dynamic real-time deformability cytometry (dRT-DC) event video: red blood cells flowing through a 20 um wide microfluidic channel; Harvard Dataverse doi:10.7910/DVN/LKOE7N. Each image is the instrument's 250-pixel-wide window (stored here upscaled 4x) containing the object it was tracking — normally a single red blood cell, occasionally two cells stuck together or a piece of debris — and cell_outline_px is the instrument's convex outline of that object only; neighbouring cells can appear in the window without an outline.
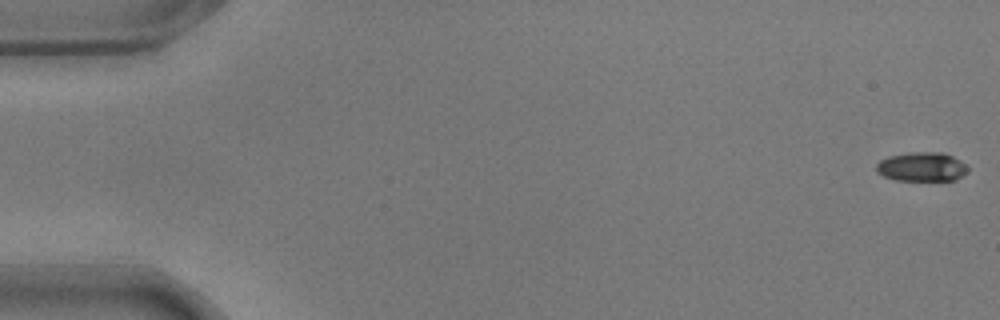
{"species": "common noctule bat (a hibernating species)", "species_latin": "Nyctalus noctula", "temperature_condition": "warm", "stored_images_in_passage": 13, "camera_frame_rate_fps": 3000, "um_per_image_px": 0.085, "animal": {"sex": "male", "body_mass_g": 17.9}, "frame": {"image": 1, "passage_image": 1, "time_ms": 0.0, "image_size_px": [1000, 320], "cell_outline_px": [[968, 172], [956, 180], [896, 180], [884, 176], [876, 172], [876, 164], [880, 160], [888, 156], [908, 152], [940, 152], [952, 156], [960, 160], [968, 168]], "centroid_in_image_um": [78.34, 14.17], "position_along_channel_um": 6.7, "area_um2": 15.61}}